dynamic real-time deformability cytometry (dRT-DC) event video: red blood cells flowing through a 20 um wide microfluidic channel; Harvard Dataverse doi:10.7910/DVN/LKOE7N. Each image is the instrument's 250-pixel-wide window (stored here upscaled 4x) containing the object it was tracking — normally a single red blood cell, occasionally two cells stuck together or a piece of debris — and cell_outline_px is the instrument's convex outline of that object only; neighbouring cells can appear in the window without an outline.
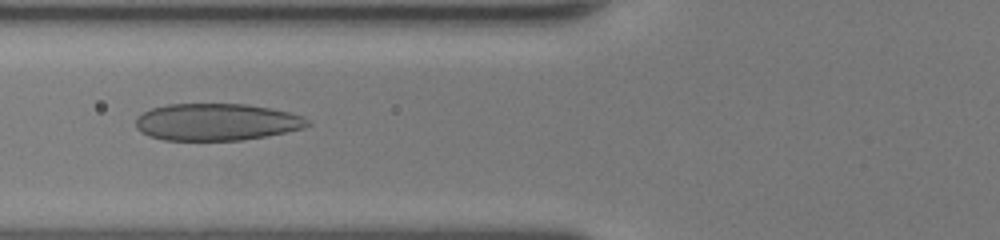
{"species": "human", "species_latin": "Homo sapiens", "temperature_condition": "room temperature", "stored_images_in_passage": 36, "camera_frame_rate_fps": 3000, "um_per_image_px": 0.085, "donor": {"sex": "female"}, "frame": {"image": 1, "passage_image": 7, "time_ms": 2.0, "image_size_px": [1000, 240], "cell_outline_px": [[312, 124], [304, 128], [264, 136], [240, 140], [164, 140], [148, 136], [140, 132], [136, 128], [136, 116], [152, 108], [168, 104], [248, 104], [288, 112], [304, 116]], "centroid_in_image_um": [18.38, 10.37], "position_along_channel_um": 107.4, "area_um2": 37.05}}
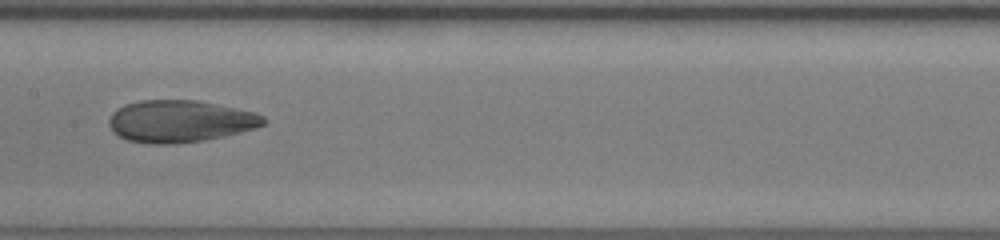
{"frame": {"image": 2, "passage_image": 13, "time_ms": 4.0, "image_size_px": [1000, 240], "cell_outline_px": [[268, 120], [264, 124], [256, 128], [224, 136], [204, 140], [176, 144], [148, 144], [128, 140], [112, 132], [108, 124], [108, 120], [112, 112], [116, 108], [124, 104], [140, 100], [196, 100], [256, 112], [264, 116]], "centroid_in_image_um": [15.28, 10.3], "position_along_channel_um": 192.1, "area_um2": 38.21}}
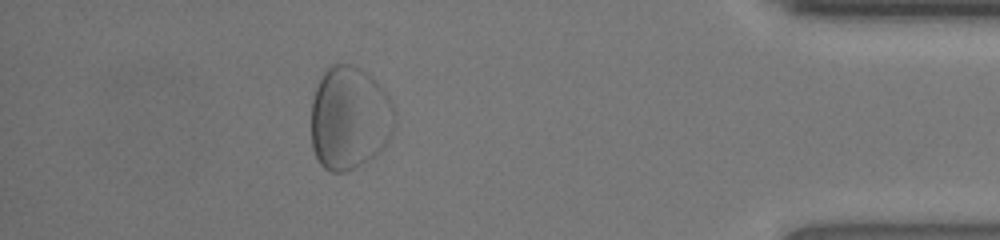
{"frame": {"image": 3, "passage_image": 31, "time_ms": 10.0, "image_size_px": [1000, 240], "cell_outline_px": [[396, 124], [388, 140], [380, 152], [368, 160], [344, 172], [332, 172], [324, 168], [320, 164], [312, 148], [312, 100], [320, 76], [332, 64], [352, 64], [368, 72], [380, 84], [388, 96], [392, 104], [396, 120]], "centroid_in_image_um": [29.72, 10.02], "position_along_channel_um": 405.5, "area_um2": 50.58}}